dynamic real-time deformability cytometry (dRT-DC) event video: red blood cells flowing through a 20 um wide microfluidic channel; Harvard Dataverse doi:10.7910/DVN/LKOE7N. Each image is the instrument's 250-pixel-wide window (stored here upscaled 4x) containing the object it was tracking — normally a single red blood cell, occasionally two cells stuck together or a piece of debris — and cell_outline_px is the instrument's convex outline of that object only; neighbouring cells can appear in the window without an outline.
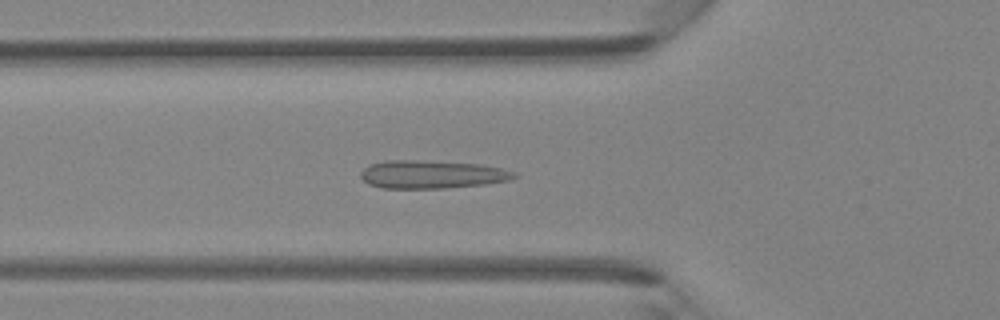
{"species": "Egyptian fruit bat (a non-hibernating species)", "species_latin": "Rousettus aegyptiacus", "temperature_condition": "room temperature", "stored_images_in_passage": 45, "camera_frame_rate_fps": 3000, "um_per_image_px": 0.085, "animal": {"sex": "female"}, "frame": {"image": 1, "passage_image": 16, "time_ms": 5.0, "image_size_px": [1000, 320], "cell_outline_px": [[520, 176], [512, 180], [484, 184], [444, 188], [380, 188], [368, 184], [360, 176], [360, 172], [368, 164], [388, 160], [416, 160], [480, 164], [500, 168], [516, 172]], "centroid_in_image_um": [36.71, 14.82], "position_along_channel_um": 89.1, "area_um2": 25.26}}
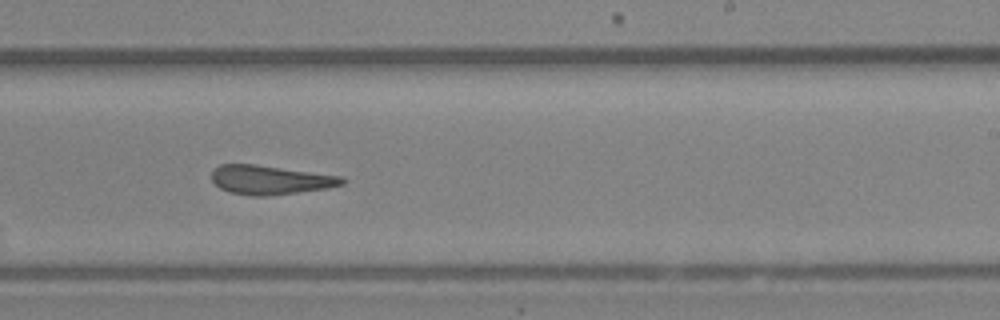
{"frame": {"image": 2, "passage_image": 28, "time_ms": 9.0, "image_size_px": [1000, 320], "cell_outline_px": [[348, 180], [344, 184], [328, 188], [264, 196], [252, 196], [228, 192], [220, 188], [212, 180], [212, 172], [220, 164], [256, 164], [340, 176]], "centroid_in_image_um": [22.97, 15.29], "position_along_channel_um": 266.0, "area_um2": 21.96}}
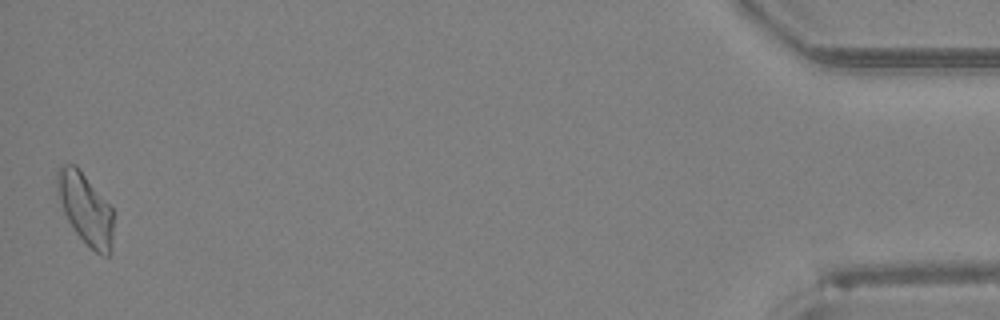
{"frame": {"image": 3, "passage_image": 45, "time_ms": 14.667, "image_size_px": [1000, 320], "cell_outline_px": [[112, 236], [108, 256], [100, 256], [72, 228], [64, 212], [56, 188], [56, 172], [64, 164], [76, 164], [80, 168], [112, 208]], "centroid_in_image_um": [7.24, 17.69], "position_along_channel_um": 428.0, "area_um2": 22.95}}